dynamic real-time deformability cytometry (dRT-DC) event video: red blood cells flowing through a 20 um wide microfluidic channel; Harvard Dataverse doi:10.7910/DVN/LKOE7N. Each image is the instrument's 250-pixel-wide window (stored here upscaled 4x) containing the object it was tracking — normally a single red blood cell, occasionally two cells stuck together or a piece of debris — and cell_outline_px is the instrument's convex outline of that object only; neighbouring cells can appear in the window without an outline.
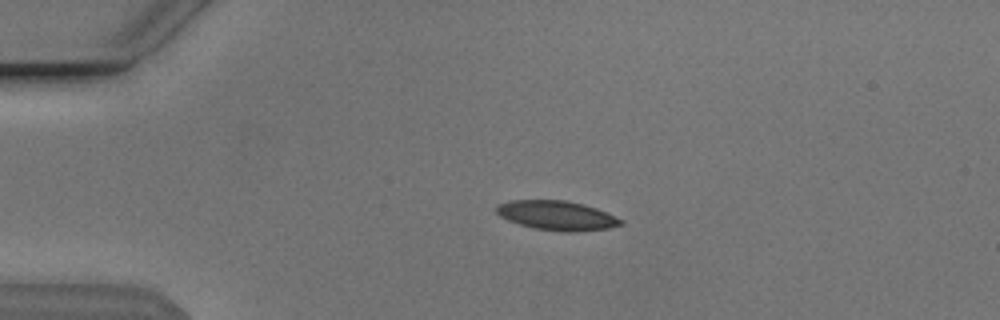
{"species": "Egyptian fruit bat (a non-hibernating species)", "species_latin": "Rousettus aegyptiacus", "temperature_condition": "cold", "stored_images_in_passage": 53, "camera_frame_rate_fps": 3000, "um_per_image_px": 0.085, "animal": {"sex": "male"}, "frame": {"image": 1, "passage_image": 12, "time_ms": 3.667, "image_size_px": [1000, 320], "cell_outline_px": [[624, 224], [608, 228], [580, 232], [564, 232], [532, 228], [508, 220], [500, 216], [496, 212], [496, 208], [500, 204], [512, 200], [564, 200], [584, 204], [608, 212], [624, 220]], "centroid_in_image_um": [47.39, 18.32], "position_along_channel_um": 37.6, "area_um2": 21.44}}
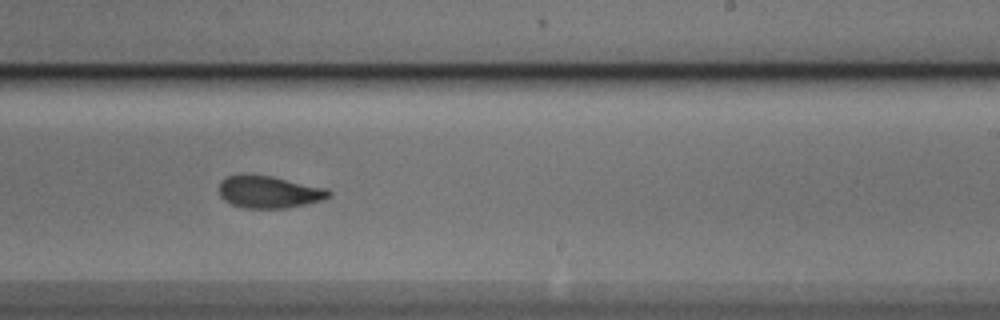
{"frame": {"image": 2, "passage_image": 33, "time_ms": 10.667, "image_size_px": [1000, 320], "cell_outline_px": [[332, 196], [324, 200], [288, 208], [244, 208], [232, 204], [224, 200], [220, 196], [220, 180], [228, 176], [272, 176], [328, 188], [332, 192]], "centroid_in_image_um": [22.94, 16.34], "position_along_channel_um": 266.1, "area_um2": 20.52}}
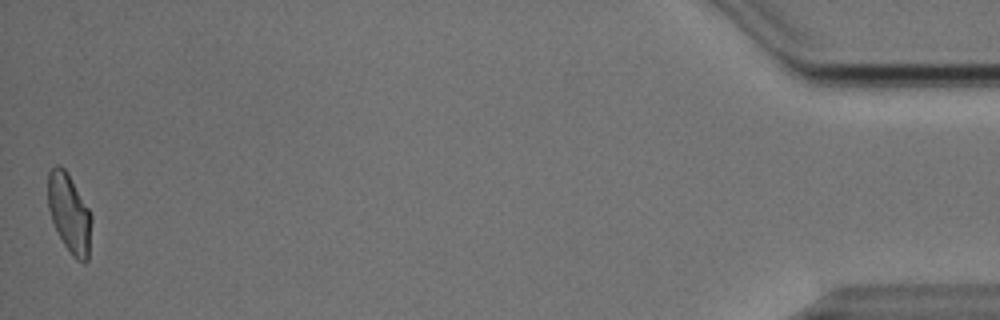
{"frame": {"image": 3, "passage_image": 53, "time_ms": 17.333, "image_size_px": [1000, 320], "cell_outline_px": [[92, 220], [88, 260], [84, 264], [76, 260], [72, 256], [64, 244], [52, 220], [48, 208], [48, 172], [56, 164], [60, 164], [68, 172], [88, 208], [92, 216]], "centroid_in_image_um": [5.9, 18.13], "position_along_channel_um": 429.3, "area_um2": 20.11}, "authors_computed_cell_mechanics": {"area_um2": 20.808, "velocity_mm_per_s": 3.8307, "shape_relaxation_time_tau1_ms": 5.0895, "shape_relaxation_time_tau2_ms": 2.0935, "deformation_change_tau1": 0.1401, "deformation_change_tau2": 0.0772}}